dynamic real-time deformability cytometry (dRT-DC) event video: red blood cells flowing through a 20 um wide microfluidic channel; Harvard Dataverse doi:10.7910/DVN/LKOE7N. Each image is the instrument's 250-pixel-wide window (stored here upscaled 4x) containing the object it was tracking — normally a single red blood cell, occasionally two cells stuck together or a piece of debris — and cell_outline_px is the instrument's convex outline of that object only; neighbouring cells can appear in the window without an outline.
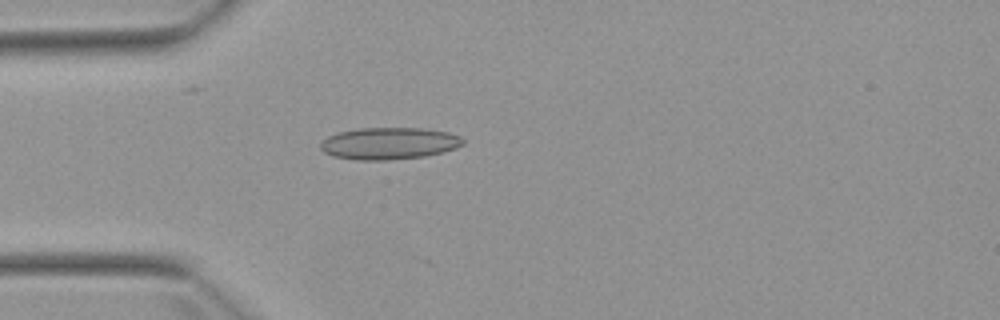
{"species": "Egyptian fruit bat (a non-hibernating species)", "species_latin": "Rousettus aegyptiacus", "temperature_condition": "warm", "stored_images_in_passage": 3, "camera_frame_rate_fps": 3000, "um_per_image_px": 0.085, "animal": {"sex": "female"}, "frame": {"image": 1, "passage_image": 3, "time_ms": 2.333, "image_size_px": [1000, 320], "cell_outline_px": [[464, 144], [456, 148], [444, 152], [424, 156], [388, 160], [356, 160], [332, 156], [324, 152], [320, 148], [320, 144], [328, 136], [340, 132], [360, 128], [424, 128], [448, 132], [460, 136], [464, 140]], "centroid_in_image_um": [33.09, 12.19], "position_along_channel_um": 51.9, "area_um2": 26.59}}